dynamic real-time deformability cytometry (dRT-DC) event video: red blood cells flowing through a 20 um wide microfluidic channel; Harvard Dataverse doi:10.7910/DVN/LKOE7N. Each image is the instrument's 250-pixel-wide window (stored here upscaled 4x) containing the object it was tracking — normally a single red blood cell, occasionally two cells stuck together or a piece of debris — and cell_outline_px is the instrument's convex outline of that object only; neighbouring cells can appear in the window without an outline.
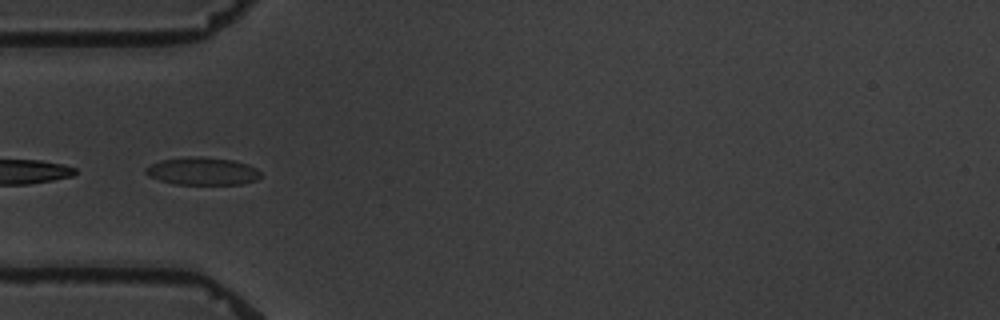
{"species": "common noctule bat (a hibernating species)", "species_latin": "Nyctalus noctula", "temperature_condition": "warm", "stored_images_in_passage": 8, "camera_frame_rate_fps": 3000, "um_per_image_px": 0.085, "animal": {"sex": "male", "body_mass_g": 19.5, "forearm_length_mm": 54.6}, "frame": {"image": 1, "passage_image": 3, "time_ms": 4.333, "image_size_px": [1000, 320], "cell_outline_px": [[260, 176], [256, 180], [240, 184], [176, 184], [160, 180], [148, 176], [144, 172], [144, 168], [160, 160], [188, 156], [200, 156], [232, 160], [248, 164], [256, 168], [260, 172]], "centroid_in_image_um": [17.18, 14.54], "position_along_channel_um": 67.8, "area_um2": 18.55}}
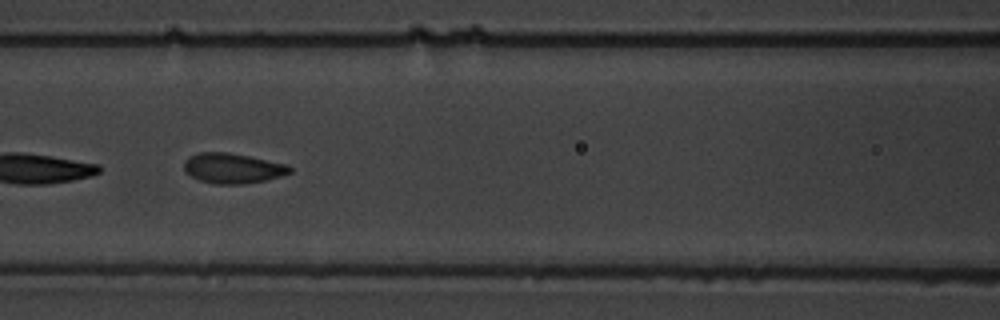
{"frame": {"image": 2, "passage_image": 5, "time_ms": 6.667, "image_size_px": [1000, 320], "cell_outline_px": [[292, 172], [280, 176], [264, 180], [244, 184], [212, 184], [200, 180], [184, 172], [184, 160], [188, 156], [200, 152], [228, 152], [288, 164], [292, 168]], "centroid_in_image_um": [19.76, 14.3], "position_along_channel_um": 146.8, "area_um2": 18.67}}